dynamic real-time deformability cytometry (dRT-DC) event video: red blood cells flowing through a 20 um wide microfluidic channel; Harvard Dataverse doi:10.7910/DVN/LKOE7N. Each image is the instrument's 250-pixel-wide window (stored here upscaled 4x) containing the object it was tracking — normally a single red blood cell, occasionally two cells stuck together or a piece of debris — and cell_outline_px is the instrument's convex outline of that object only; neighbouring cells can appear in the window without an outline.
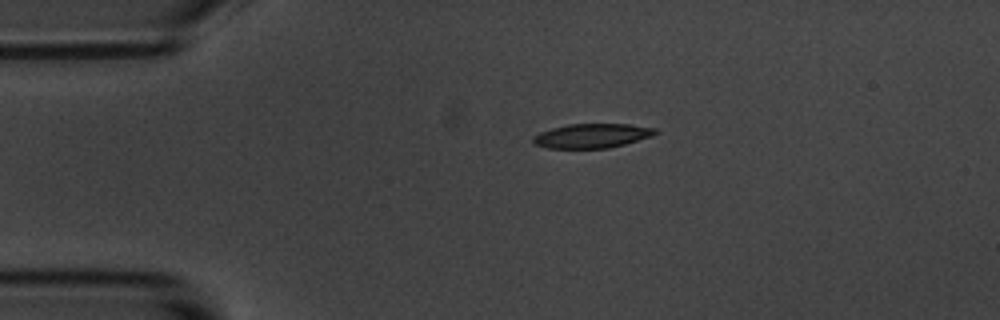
{"species": "common noctule bat (a hibernating species)", "species_latin": "Nyctalus noctula", "temperature_condition": "room temperature", "stored_images_in_passage": 3, "segment_of_instrument_passage": [1, 2], "camera_frame_rate_fps": 3000, "um_per_image_px": 0.085, "animal": {"sex": "male", "body_mass_g": 20.1, "forearm_length_mm": 53.5}, "frame": {"image": 1, "passage_image": 1, "time_ms": 0.0, "image_size_px": [1000, 320], "cell_outline_px": [[660, 132], [652, 136], [624, 144], [608, 148], [548, 148], [532, 144], [532, 136], [540, 132], [552, 128], [568, 124], [628, 124], [656, 128]], "centroid_in_image_um": [50.3, 11.54], "position_along_channel_um": 34.7, "area_um2": 17.4}}